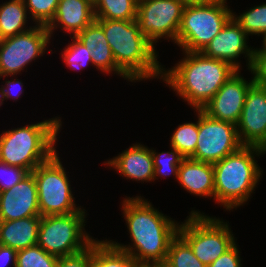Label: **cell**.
Listing matches in <instances>:
<instances>
[{
  "label": "cell",
  "mask_w": 266,
  "mask_h": 267,
  "mask_svg": "<svg viewBox=\"0 0 266 267\" xmlns=\"http://www.w3.org/2000/svg\"><path fill=\"white\" fill-rule=\"evenodd\" d=\"M104 165L113 168L126 179L152 182L154 179V163L152 151L144 144H132L119 153L118 156L108 159Z\"/></svg>",
  "instance_id": "e0dca14e"
},
{
  "label": "cell",
  "mask_w": 266,
  "mask_h": 267,
  "mask_svg": "<svg viewBox=\"0 0 266 267\" xmlns=\"http://www.w3.org/2000/svg\"><path fill=\"white\" fill-rule=\"evenodd\" d=\"M178 234L206 266L223 255L236 242L227 222L193 209L187 219L179 224Z\"/></svg>",
  "instance_id": "52a82bcc"
},
{
  "label": "cell",
  "mask_w": 266,
  "mask_h": 267,
  "mask_svg": "<svg viewBox=\"0 0 266 267\" xmlns=\"http://www.w3.org/2000/svg\"><path fill=\"white\" fill-rule=\"evenodd\" d=\"M95 19L93 0H59L56 13L46 27L51 38L58 28L76 37Z\"/></svg>",
  "instance_id": "ac0fdd59"
},
{
  "label": "cell",
  "mask_w": 266,
  "mask_h": 267,
  "mask_svg": "<svg viewBox=\"0 0 266 267\" xmlns=\"http://www.w3.org/2000/svg\"><path fill=\"white\" fill-rule=\"evenodd\" d=\"M72 42L61 51L62 60L72 70H81L82 68L93 65L91 50L87 48L76 37H71ZM92 64V65H91Z\"/></svg>",
  "instance_id": "f546056e"
},
{
  "label": "cell",
  "mask_w": 266,
  "mask_h": 267,
  "mask_svg": "<svg viewBox=\"0 0 266 267\" xmlns=\"http://www.w3.org/2000/svg\"><path fill=\"white\" fill-rule=\"evenodd\" d=\"M198 138V120L179 124L172 136L170 147L177 149L185 158H190L196 150Z\"/></svg>",
  "instance_id": "484cf974"
},
{
  "label": "cell",
  "mask_w": 266,
  "mask_h": 267,
  "mask_svg": "<svg viewBox=\"0 0 266 267\" xmlns=\"http://www.w3.org/2000/svg\"><path fill=\"white\" fill-rule=\"evenodd\" d=\"M264 154L266 150L263 148L243 145L214 163L215 203L227 211L245 205L263 174V169L257 164L255 157Z\"/></svg>",
  "instance_id": "277c9868"
},
{
  "label": "cell",
  "mask_w": 266,
  "mask_h": 267,
  "mask_svg": "<svg viewBox=\"0 0 266 267\" xmlns=\"http://www.w3.org/2000/svg\"><path fill=\"white\" fill-rule=\"evenodd\" d=\"M194 112L198 113V138L190 159L214 164L243 146L236 125L213 119L202 110Z\"/></svg>",
  "instance_id": "7c38bea8"
},
{
  "label": "cell",
  "mask_w": 266,
  "mask_h": 267,
  "mask_svg": "<svg viewBox=\"0 0 266 267\" xmlns=\"http://www.w3.org/2000/svg\"><path fill=\"white\" fill-rule=\"evenodd\" d=\"M239 14L236 15L233 12L232 17L248 36H262L266 32V3L256 5Z\"/></svg>",
  "instance_id": "4316f807"
},
{
  "label": "cell",
  "mask_w": 266,
  "mask_h": 267,
  "mask_svg": "<svg viewBox=\"0 0 266 267\" xmlns=\"http://www.w3.org/2000/svg\"><path fill=\"white\" fill-rule=\"evenodd\" d=\"M23 0H9L0 4V40L31 29L26 26L30 17ZM29 18V19H28ZM28 19V20H27Z\"/></svg>",
  "instance_id": "7402d4cb"
},
{
  "label": "cell",
  "mask_w": 266,
  "mask_h": 267,
  "mask_svg": "<svg viewBox=\"0 0 266 267\" xmlns=\"http://www.w3.org/2000/svg\"><path fill=\"white\" fill-rule=\"evenodd\" d=\"M58 156L59 152H56L32 171L37 186L40 216L65 215L82 209L75 203L66 168Z\"/></svg>",
  "instance_id": "9c48e42d"
},
{
  "label": "cell",
  "mask_w": 266,
  "mask_h": 267,
  "mask_svg": "<svg viewBox=\"0 0 266 267\" xmlns=\"http://www.w3.org/2000/svg\"><path fill=\"white\" fill-rule=\"evenodd\" d=\"M90 261L91 244L80 252L64 257H58L56 267H89Z\"/></svg>",
  "instance_id": "836d02e7"
},
{
  "label": "cell",
  "mask_w": 266,
  "mask_h": 267,
  "mask_svg": "<svg viewBox=\"0 0 266 267\" xmlns=\"http://www.w3.org/2000/svg\"><path fill=\"white\" fill-rule=\"evenodd\" d=\"M165 267H207L193 253L189 244L177 234L170 242Z\"/></svg>",
  "instance_id": "d4e9b609"
},
{
  "label": "cell",
  "mask_w": 266,
  "mask_h": 267,
  "mask_svg": "<svg viewBox=\"0 0 266 267\" xmlns=\"http://www.w3.org/2000/svg\"><path fill=\"white\" fill-rule=\"evenodd\" d=\"M187 4L193 3H222L227 2V0H184Z\"/></svg>",
  "instance_id": "74e56055"
},
{
  "label": "cell",
  "mask_w": 266,
  "mask_h": 267,
  "mask_svg": "<svg viewBox=\"0 0 266 267\" xmlns=\"http://www.w3.org/2000/svg\"><path fill=\"white\" fill-rule=\"evenodd\" d=\"M40 216L35 177L30 172L11 189L0 193V221Z\"/></svg>",
  "instance_id": "2e32d148"
},
{
  "label": "cell",
  "mask_w": 266,
  "mask_h": 267,
  "mask_svg": "<svg viewBox=\"0 0 266 267\" xmlns=\"http://www.w3.org/2000/svg\"><path fill=\"white\" fill-rule=\"evenodd\" d=\"M41 216L0 221V244L23 250L38 243Z\"/></svg>",
  "instance_id": "44dd1931"
},
{
  "label": "cell",
  "mask_w": 266,
  "mask_h": 267,
  "mask_svg": "<svg viewBox=\"0 0 266 267\" xmlns=\"http://www.w3.org/2000/svg\"><path fill=\"white\" fill-rule=\"evenodd\" d=\"M235 242L226 252L207 267H242L240 250Z\"/></svg>",
  "instance_id": "e575fe53"
},
{
  "label": "cell",
  "mask_w": 266,
  "mask_h": 267,
  "mask_svg": "<svg viewBox=\"0 0 266 267\" xmlns=\"http://www.w3.org/2000/svg\"><path fill=\"white\" fill-rule=\"evenodd\" d=\"M96 239L91 243L89 267H132L136 262L128 253L116 248L109 240Z\"/></svg>",
  "instance_id": "603a6c76"
},
{
  "label": "cell",
  "mask_w": 266,
  "mask_h": 267,
  "mask_svg": "<svg viewBox=\"0 0 266 267\" xmlns=\"http://www.w3.org/2000/svg\"><path fill=\"white\" fill-rule=\"evenodd\" d=\"M35 25L47 26L53 19L59 0H23Z\"/></svg>",
  "instance_id": "4dcf8cb0"
},
{
  "label": "cell",
  "mask_w": 266,
  "mask_h": 267,
  "mask_svg": "<svg viewBox=\"0 0 266 267\" xmlns=\"http://www.w3.org/2000/svg\"><path fill=\"white\" fill-rule=\"evenodd\" d=\"M17 251L0 244V267H7L10 263L16 267Z\"/></svg>",
  "instance_id": "8d00e7d4"
},
{
  "label": "cell",
  "mask_w": 266,
  "mask_h": 267,
  "mask_svg": "<svg viewBox=\"0 0 266 267\" xmlns=\"http://www.w3.org/2000/svg\"><path fill=\"white\" fill-rule=\"evenodd\" d=\"M222 3L186 4L177 42L181 51L202 52L232 18L233 10Z\"/></svg>",
  "instance_id": "8992f818"
},
{
  "label": "cell",
  "mask_w": 266,
  "mask_h": 267,
  "mask_svg": "<svg viewBox=\"0 0 266 267\" xmlns=\"http://www.w3.org/2000/svg\"><path fill=\"white\" fill-rule=\"evenodd\" d=\"M159 263L135 262L132 267H160Z\"/></svg>",
  "instance_id": "f35d334b"
},
{
  "label": "cell",
  "mask_w": 266,
  "mask_h": 267,
  "mask_svg": "<svg viewBox=\"0 0 266 267\" xmlns=\"http://www.w3.org/2000/svg\"><path fill=\"white\" fill-rule=\"evenodd\" d=\"M58 257L48 254L38 244L17 251L16 267H56Z\"/></svg>",
  "instance_id": "f1b7e54d"
},
{
  "label": "cell",
  "mask_w": 266,
  "mask_h": 267,
  "mask_svg": "<svg viewBox=\"0 0 266 267\" xmlns=\"http://www.w3.org/2000/svg\"><path fill=\"white\" fill-rule=\"evenodd\" d=\"M139 0H94L96 19L136 20Z\"/></svg>",
  "instance_id": "cb8c5ba5"
},
{
  "label": "cell",
  "mask_w": 266,
  "mask_h": 267,
  "mask_svg": "<svg viewBox=\"0 0 266 267\" xmlns=\"http://www.w3.org/2000/svg\"><path fill=\"white\" fill-rule=\"evenodd\" d=\"M122 212L131 242L128 245L109 240L136 262L164 264L171 240L178 234L180 222L155 209L144 197L122 200Z\"/></svg>",
  "instance_id": "6da1fadb"
},
{
  "label": "cell",
  "mask_w": 266,
  "mask_h": 267,
  "mask_svg": "<svg viewBox=\"0 0 266 267\" xmlns=\"http://www.w3.org/2000/svg\"><path fill=\"white\" fill-rule=\"evenodd\" d=\"M30 172L24 168L8 165L0 160V193L11 189Z\"/></svg>",
  "instance_id": "1f68e13d"
},
{
  "label": "cell",
  "mask_w": 266,
  "mask_h": 267,
  "mask_svg": "<svg viewBox=\"0 0 266 267\" xmlns=\"http://www.w3.org/2000/svg\"><path fill=\"white\" fill-rule=\"evenodd\" d=\"M262 38H263V41H262V46L261 48H254V50H266V32L264 34H262Z\"/></svg>",
  "instance_id": "ab89813d"
},
{
  "label": "cell",
  "mask_w": 266,
  "mask_h": 267,
  "mask_svg": "<svg viewBox=\"0 0 266 267\" xmlns=\"http://www.w3.org/2000/svg\"><path fill=\"white\" fill-rule=\"evenodd\" d=\"M2 105V99H1V87H0V106Z\"/></svg>",
  "instance_id": "60d3db41"
},
{
  "label": "cell",
  "mask_w": 266,
  "mask_h": 267,
  "mask_svg": "<svg viewBox=\"0 0 266 267\" xmlns=\"http://www.w3.org/2000/svg\"><path fill=\"white\" fill-rule=\"evenodd\" d=\"M61 128V117H53L3 131L0 134V160L32 172L57 152L55 146Z\"/></svg>",
  "instance_id": "5b68a950"
},
{
  "label": "cell",
  "mask_w": 266,
  "mask_h": 267,
  "mask_svg": "<svg viewBox=\"0 0 266 267\" xmlns=\"http://www.w3.org/2000/svg\"><path fill=\"white\" fill-rule=\"evenodd\" d=\"M182 52L184 57L175 66L163 68L162 80L191 108L201 110L237 69L202 52Z\"/></svg>",
  "instance_id": "7a4b0ae2"
},
{
  "label": "cell",
  "mask_w": 266,
  "mask_h": 267,
  "mask_svg": "<svg viewBox=\"0 0 266 267\" xmlns=\"http://www.w3.org/2000/svg\"><path fill=\"white\" fill-rule=\"evenodd\" d=\"M171 149V151H162L160 153L151 149L154 163L153 182L162 176L174 175L175 179H178L179 166L185 157L177 149L173 147Z\"/></svg>",
  "instance_id": "83f0119b"
},
{
  "label": "cell",
  "mask_w": 266,
  "mask_h": 267,
  "mask_svg": "<svg viewBox=\"0 0 266 267\" xmlns=\"http://www.w3.org/2000/svg\"><path fill=\"white\" fill-rule=\"evenodd\" d=\"M102 27L117 67L131 80L160 79L163 66L156 47L140 32L136 20L95 19ZM160 63V64H159Z\"/></svg>",
  "instance_id": "3957f363"
},
{
  "label": "cell",
  "mask_w": 266,
  "mask_h": 267,
  "mask_svg": "<svg viewBox=\"0 0 266 267\" xmlns=\"http://www.w3.org/2000/svg\"><path fill=\"white\" fill-rule=\"evenodd\" d=\"M86 210L41 216L38 245L48 254L64 257L87 248L95 239L85 230Z\"/></svg>",
  "instance_id": "ba28073f"
},
{
  "label": "cell",
  "mask_w": 266,
  "mask_h": 267,
  "mask_svg": "<svg viewBox=\"0 0 266 267\" xmlns=\"http://www.w3.org/2000/svg\"><path fill=\"white\" fill-rule=\"evenodd\" d=\"M176 181L190 194L214 199V168L211 163L185 158L179 166Z\"/></svg>",
  "instance_id": "ffe728a7"
},
{
  "label": "cell",
  "mask_w": 266,
  "mask_h": 267,
  "mask_svg": "<svg viewBox=\"0 0 266 267\" xmlns=\"http://www.w3.org/2000/svg\"><path fill=\"white\" fill-rule=\"evenodd\" d=\"M76 38L91 50L92 63L97 70L109 75L114 73L131 82L117 67L104 31L96 21L85 27Z\"/></svg>",
  "instance_id": "d6986e66"
},
{
  "label": "cell",
  "mask_w": 266,
  "mask_h": 267,
  "mask_svg": "<svg viewBox=\"0 0 266 267\" xmlns=\"http://www.w3.org/2000/svg\"><path fill=\"white\" fill-rule=\"evenodd\" d=\"M186 4L184 0H139L136 21L140 32L154 46L161 38L176 45Z\"/></svg>",
  "instance_id": "8fae6325"
},
{
  "label": "cell",
  "mask_w": 266,
  "mask_h": 267,
  "mask_svg": "<svg viewBox=\"0 0 266 267\" xmlns=\"http://www.w3.org/2000/svg\"><path fill=\"white\" fill-rule=\"evenodd\" d=\"M236 127L242 145L266 150V86H250Z\"/></svg>",
  "instance_id": "4fadbf2b"
},
{
  "label": "cell",
  "mask_w": 266,
  "mask_h": 267,
  "mask_svg": "<svg viewBox=\"0 0 266 267\" xmlns=\"http://www.w3.org/2000/svg\"><path fill=\"white\" fill-rule=\"evenodd\" d=\"M51 40L46 26L31 29L0 40V78L17 77L28 65L43 57ZM44 53V54H43Z\"/></svg>",
  "instance_id": "30bf717a"
},
{
  "label": "cell",
  "mask_w": 266,
  "mask_h": 267,
  "mask_svg": "<svg viewBox=\"0 0 266 267\" xmlns=\"http://www.w3.org/2000/svg\"><path fill=\"white\" fill-rule=\"evenodd\" d=\"M11 79L12 80L6 79L5 81L2 82L4 85L0 86L1 87L2 105H3L5 100H8L10 98H12V99L14 98L13 100L17 101V98H20L22 96L21 94H23V92H24V89H23L24 84L22 83V81H20L19 79H16V78L15 79L11 78Z\"/></svg>",
  "instance_id": "d590c367"
},
{
  "label": "cell",
  "mask_w": 266,
  "mask_h": 267,
  "mask_svg": "<svg viewBox=\"0 0 266 267\" xmlns=\"http://www.w3.org/2000/svg\"><path fill=\"white\" fill-rule=\"evenodd\" d=\"M249 72H251L255 84L266 86V50H253Z\"/></svg>",
  "instance_id": "d6a6232c"
},
{
  "label": "cell",
  "mask_w": 266,
  "mask_h": 267,
  "mask_svg": "<svg viewBox=\"0 0 266 267\" xmlns=\"http://www.w3.org/2000/svg\"><path fill=\"white\" fill-rule=\"evenodd\" d=\"M248 81L237 70L201 110L213 119L237 125L247 91L254 83L252 77Z\"/></svg>",
  "instance_id": "5bb4252c"
},
{
  "label": "cell",
  "mask_w": 266,
  "mask_h": 267,
  "mask_svg": "<svg viewBox=\"0 0 266 267\" xmlns=\"http://www.w3.org/2000/svg\"><path fill=\"white\" fill-rule=\"evenodd\" d=\"M248 39V35L232 17L202 53L210 58L224 60L237 70H242L238 58L244 55L247 58V70H250L254 48L247 45Z\"/></svg>",
  "instance_id": "9a60e30c"
}]
</instances>
